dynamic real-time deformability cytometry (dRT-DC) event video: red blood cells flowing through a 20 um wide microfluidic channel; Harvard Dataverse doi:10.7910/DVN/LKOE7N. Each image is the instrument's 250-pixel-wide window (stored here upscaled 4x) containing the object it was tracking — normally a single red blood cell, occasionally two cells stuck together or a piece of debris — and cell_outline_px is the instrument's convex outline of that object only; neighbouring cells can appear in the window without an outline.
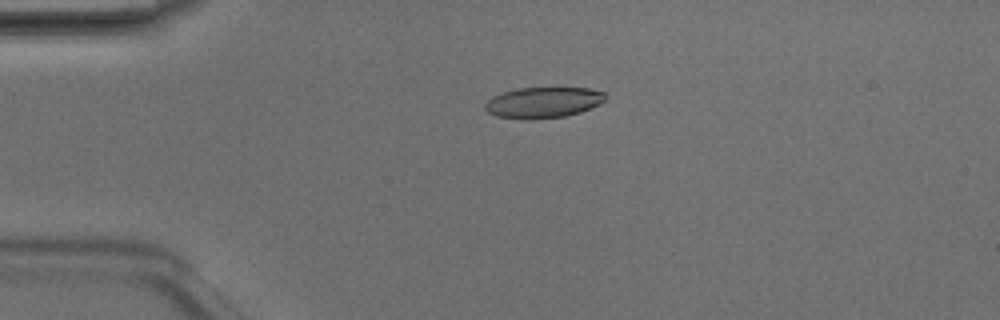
{"species": "Egyptian fruit bat (a non-hibernating species)", "species_latin": "Rousettus aegyptiacus", "temperature_condition": "room temperature", "stored_images_in_passage": 2, "camera_frame_rate_fps": 3000, "um_per_image_px": 0.085, "animal": {"sex": "male"}, "frame": {"image": 1, "passage_image": 1, "time_ms": 0.0, "image_size_px": [1000, 320], "cell_outline_px": [[608, 96], [600, 104], [580, 112], [564, 116], [496, 116], [488, 112], [484, 108], [484, 104], [492, 96], [516, 88], [588, 88], [604, 92]], "centroid_in_image_um": [46.22, 8.65], "position_along_channel_um": 38.8, "area_um2": 20.69}}